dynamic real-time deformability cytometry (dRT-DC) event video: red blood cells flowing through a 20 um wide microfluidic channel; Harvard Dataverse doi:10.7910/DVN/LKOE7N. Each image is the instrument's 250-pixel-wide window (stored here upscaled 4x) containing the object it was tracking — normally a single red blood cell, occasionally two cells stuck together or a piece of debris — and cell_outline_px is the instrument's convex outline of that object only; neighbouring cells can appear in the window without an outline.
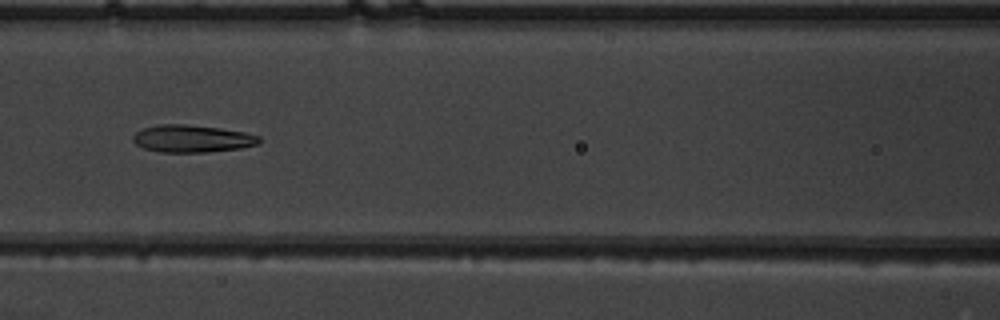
{"species": "common noctule bat (a hibernating species)", "species_latin": "Nyctalus noctula", "temperature_condition": "warm", "stored_images_in_passage": 27, "camera_frame_rate_fps": 3000, "um_per_image_px": 0.085, "animal": {"sex": "male", "body_mass_g": 19.5, "forearm_length_mm": 54.6}, "frame": {"image": 1, "passage_image": 12, "time_ms": 3.667, "image_size_px": [1000, 320], "cell_outline_px": [[260, 144], [240, 148], [208, 152], [160, 152], [144, 148], [136, 144], [132, 140], [132, 136], [136, 132], [144, 128], [160, 124], [184, 124], [220, 128], [244, 132], [260, 136]], "centroid_in_image_um": [16.33, 11.78], "position_along_channel_um": 150.3, "area_um2": 20.11}}